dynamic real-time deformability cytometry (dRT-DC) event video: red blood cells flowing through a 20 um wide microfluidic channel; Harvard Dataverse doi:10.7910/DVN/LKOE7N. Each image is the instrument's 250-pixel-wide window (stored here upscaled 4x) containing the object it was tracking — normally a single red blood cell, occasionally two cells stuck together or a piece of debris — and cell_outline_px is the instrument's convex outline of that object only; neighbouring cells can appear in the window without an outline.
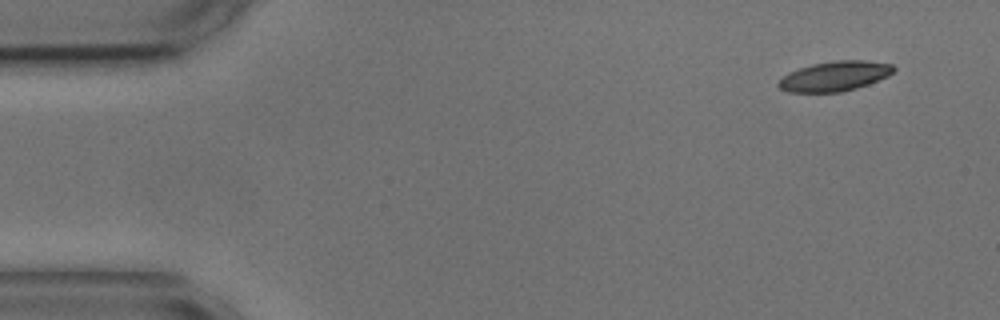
{"species": "common noctule bat (a hibernating species)", "species_latin": "Nyctalus noctula", "temperature_condition": "cold", "stored_images_in_passage": 4, "camera_frame_rate_fps": 3000, "um_per_image_px": 0.085, "animal": {"sex": "male", "body_mass_g": 17.9, "forearm_length_mm": 54.2}, "frame": {"image": 1, "passage_image": 1, "time_ms": 0.0, "image_size_px": [1000, 320], "cell_outline_px": [[896, 68], [888, 76], [868, 84], [856, 88], [840, 92], [788, 92], [780, 88], [776, 84], [788, 72], [812, 64], [836, 60], [864, 60], [892, 64]], "centroid_in_image_um": [70.95, 6.47], "position_along_channel_um": 14.1, "area_um2": 19.94}}
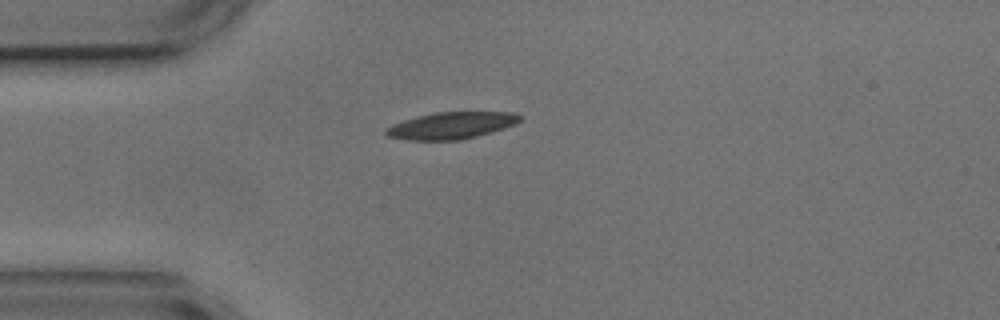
{"frame": {"image": 2, "passage_image": 4, "time_ms": 3.333, "image_size_px": [1000, 320], "cell_outline_px": [[520, 120], [516, 124], [492, 132], [460, 140], [408, 140], [388, 136], [384, 132], [384, 128], [392, 124], [404, 120], [436, 112], [516, 112], [520, 116]], "centroid_in_image_um": [38.36, 10.67], "position_along_channel_um": 46.6, "area_um2": 20.87}}